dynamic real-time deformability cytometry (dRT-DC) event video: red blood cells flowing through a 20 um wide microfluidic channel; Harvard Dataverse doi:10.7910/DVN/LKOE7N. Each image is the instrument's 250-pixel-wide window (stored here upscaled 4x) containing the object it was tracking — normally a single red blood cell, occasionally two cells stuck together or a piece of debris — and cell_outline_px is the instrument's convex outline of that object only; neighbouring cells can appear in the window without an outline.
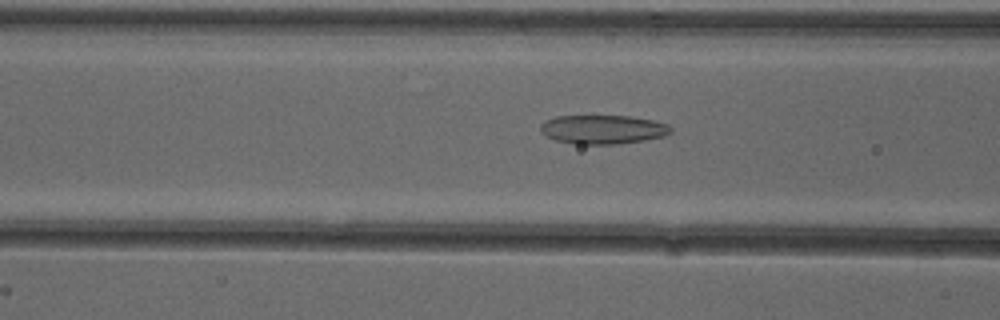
{"species": "common noctule bat (a hibernating species)", "species_latin": "Nyctalus noctula", "temperature_condition": "cold", "stored_images_in_passage": 53, "camera_frame_rate_fps": 3000, "um_per_image_px": 0.085, "animal": {"sex": "female"}, "frame": {"image": 1, "passage_image": 21, "time_ms": 6.667, "image_size_px": [1000, 320], "cell_outline_px": [[672, 132], [664, 136], [644, 140], [616, 144], [572, 144], [556, 140], [540, 132], [540, 124], [544, 120], [556, 116], [628, 116], [652, 120], [668, 124], [672, 128]], "centroid_in_image_um": [51.23, 11.0], "position_along_channel_um": 115.4, "area_um2": 22.02}}
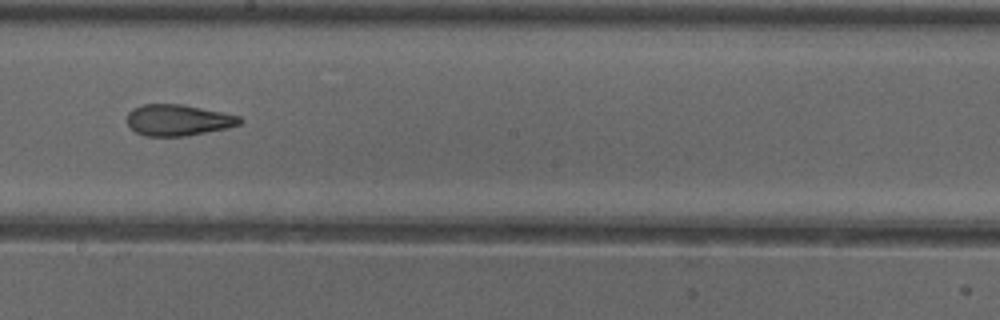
{"frame": {"image": 2, "passage_image": 30, "time_ms": 9.667, "image_size_px": [1000, 320], "cell_outline_px": [[244, 120], [240, 124], [228, 128], [184, 136], [144, 136], [136, 132], [128, 124], [128, 112], [132, 108], [140, 104], [180, 104], [224, 112], [240, 116]], "centroid_in_image_um": [15.15, 10.2], "position_along_channel_um": 233.0, "area_um2": 20.58}}
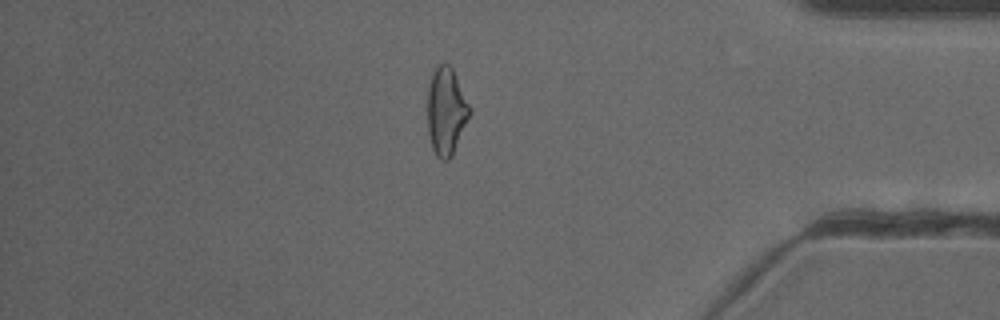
{"frame": {"image": 3, "passage_image": 45, "time_ms": 14.667, "image_size_px": [1000, 320], "cell_outline_px": [[472, 112], [452, 156], [448, 160], [440, 160], [436, 156], [432, 148], [428, 136], [428, 88], [432, 72], [436, 64], [444, 60], [452, 68], [472, 108]], "centroid_in_image_um": [37.93, 9.43], "position_along_channel_um": 397.3, "area_um2": 21.96}, "authors_computed_cell_mechanics": {"area_um2": 22.6576, "velocity_mm_per_s": 3.9008, "shape_relaxation_time_tau1_ms": null, "shape_relaxation_time_tau2_ms": 2.4113, "deformation_change_tau1": null, "deformation_change_tau2": 0.1185}}